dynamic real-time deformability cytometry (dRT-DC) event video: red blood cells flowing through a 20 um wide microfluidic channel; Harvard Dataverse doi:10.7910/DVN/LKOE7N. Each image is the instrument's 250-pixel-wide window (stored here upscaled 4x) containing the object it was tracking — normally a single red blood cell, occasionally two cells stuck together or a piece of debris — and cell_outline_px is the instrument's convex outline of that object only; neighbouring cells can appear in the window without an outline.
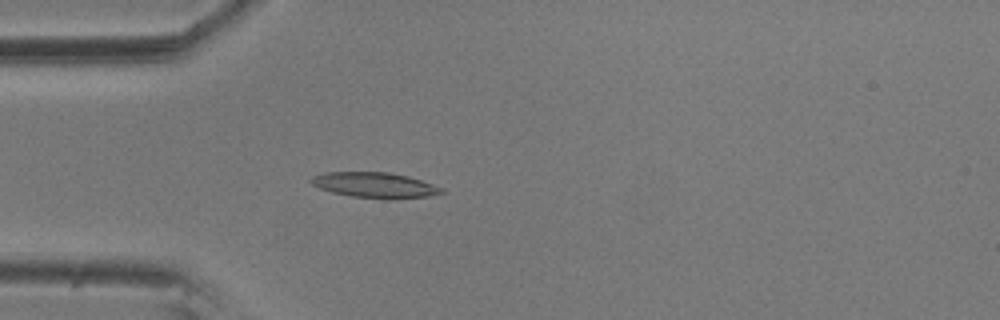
{"species": "common noctule bat (a hibernating species)", "species_latin": "Nyctalus noctula", "temperature_condition": "room temperature", "stored_images_in_passage": 5, "camera_frame_rate_fps": 3000, "um_per_image_px": 0.085, "animal": {"sex": "male", "body_mass_g": 20.5, "forearm_length_mm": 52.5}, "frame": {"image": 1, "passage_image": 5, "time_ms": 1.333, "image_size_px": [1000, 320], "cell_outline_px": [[444, 192], [428, 196], [388, 200], [384, 200], [352, 196], [332, 192], [320, 188], [312, 184], [308, 180], [312, 176], [328, 172], [388, 172], [408, 176], [444, 188]], "centroid_in_image_um": [31.86, 15.74], "position_along_channel_um": 53.1, "area_um2": 19.42}}